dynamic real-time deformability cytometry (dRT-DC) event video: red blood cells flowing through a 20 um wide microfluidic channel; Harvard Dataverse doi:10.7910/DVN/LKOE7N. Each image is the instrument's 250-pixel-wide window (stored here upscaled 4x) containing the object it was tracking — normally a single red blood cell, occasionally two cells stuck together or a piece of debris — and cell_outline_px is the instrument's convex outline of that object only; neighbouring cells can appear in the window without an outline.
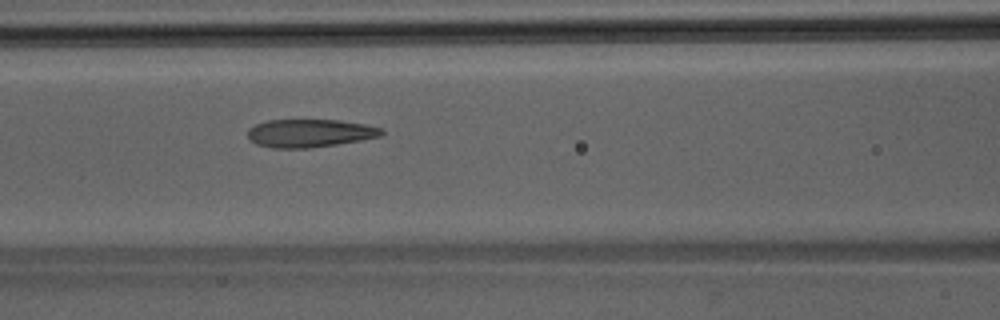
{"species": "Egyptian fruit bat (a non-hibernating species)", "species_latin": "Rousettus aegyptiacus", "temperature_condition": "room temperature", "stored_images_in_passage": 34, "camera_frame_rate_fps": 3000, "um_per_image_px": 0.085, "animal": {"sex": "male"}, "frame": {"image": 1, "passage_image": 9, "time_ms": 2.667, "image_size_px": [1000, 320], "cell_outline_px": [[384, 132], [380, 136], [360, 140], [336, 144], [308, 148], [272, 148], [256, 144], [248, 136], [248, 128], [256, 124], [268, 120], [340, 120], [364, 124], [384, 128]], "centroid_in_image_um": [26.33, 11.31], "position_along_channel_um": 140.3, "area_um2": 21.79}}
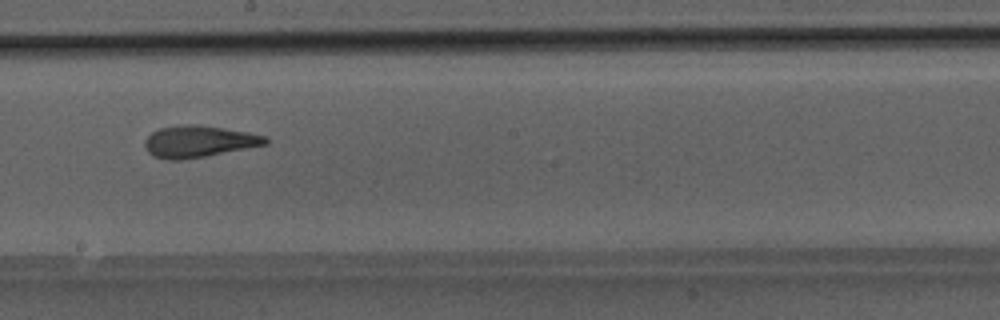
{"frame": {"image": 2, "passage_image": 15, "time_ms": 4.667, "image_size_px": [1000, 320], "cell_outline_px": [[268, 144], [204, 156], [180, 160], [168, 160], [152, 156], [148, 152], [144, 144], [144, 140], [152, 132], [160, 128], [184, 124], [196, 124], [224, 128], [248, 132], [268, 136]], "centroid_in_image_um": [16.88, 12.02], "position_along_channel_um": 231.3, "area_um2": 22.25}}
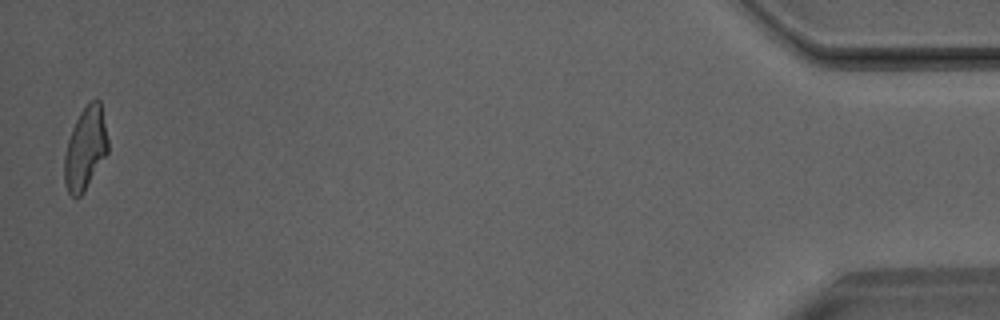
{"frame": {"image": 3, "passage_image": 34, "time_ms": 11.0, "image_size_px": [1000, 320], "cell_outline_px": [[108, 152], [84, 192], [80, 196], [72, 196], [68, 192], [64, 184], [64, 156], [68, 140], [72, 128], [80, 112], [92, 100], [100, 100], [108, 140]], "centroid_in_image_um": [7.25, 12.64], "position_along_channel_um": 428.0, "area_um2": 20.81}}